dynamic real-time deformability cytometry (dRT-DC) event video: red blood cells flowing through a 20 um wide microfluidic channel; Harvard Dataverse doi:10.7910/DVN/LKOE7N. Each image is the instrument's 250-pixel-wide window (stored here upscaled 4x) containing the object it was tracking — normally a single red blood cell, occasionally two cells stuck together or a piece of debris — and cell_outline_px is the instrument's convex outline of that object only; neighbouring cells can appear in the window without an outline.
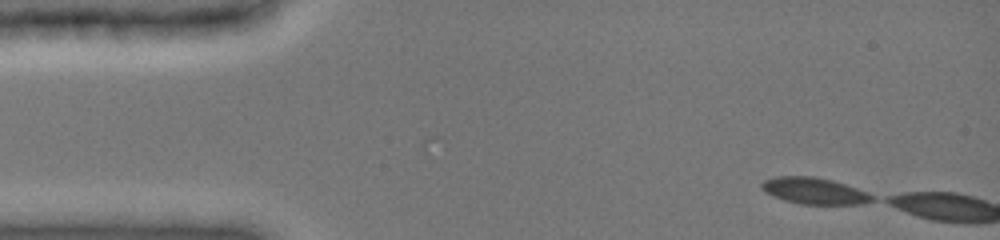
{"species": "common noctule bat (a hibernating species)", "species_latin": "Nyctalus noctula", "temperature_condition": "cold", "stored_images_in_passage": 3, "camera_frame_rate_fps": 3000, "um_per_image_px": 0.085, "animal": {"sex": "female", "body_mass_g": 19.0, "forearm_length_mm": 51.5}, "frame": {"image": 1, "passage_image": 1, "time_ms": 0.0, "image_size_px": [1000, 240], "cell_outline_px": [[872, 200], [864, 204], [800, 204], [784, 200], [772, 196], [764, 192], [760, 188], [760, 184], [764, 180], [776, 176], [812, 176], [832, 180], [856, 188], [872, 196]], "centroid_in_image_um": [69.13, 16.22], "position_along_channel_um": 15.9, "area_um2": 16.94}}